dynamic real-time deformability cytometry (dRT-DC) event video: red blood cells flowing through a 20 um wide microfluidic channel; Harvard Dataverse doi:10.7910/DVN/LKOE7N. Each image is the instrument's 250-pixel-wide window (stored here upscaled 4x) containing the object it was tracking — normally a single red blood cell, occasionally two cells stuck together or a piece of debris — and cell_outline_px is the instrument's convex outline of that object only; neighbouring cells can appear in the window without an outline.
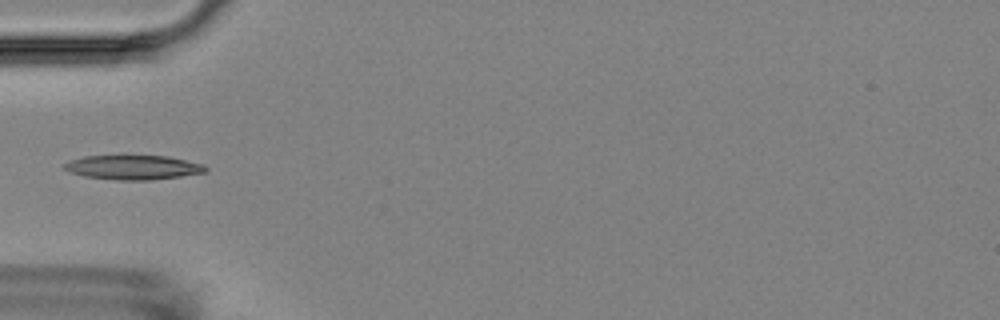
{"species": "Egyptian fruit bat (a non-hibernating species)", "species_latin": "Rousettus aegyptiacus", "temperature_condition": "room temperature", "stored_images_in_passage": 10, "camera_frame_rate_fps": 3000, "um_per_image_px": 0.085, "animal": {"sex": "female"}, "frame": {"image": 1, "passage_image": 2, "time_ms": 1.333, "image_size_px": [1000, 320], "cell_outline_px": [[208, 172], [152, 180], [120, 180], [84, 176], [68, 172], [64, 168], [64, 164], [72, 160], [84, 156], [124, 152], [168, 156], [204, 164], [208, 168]], "centroid_in_image_um": [11.32, 14.17], "position_along_channel_um": 73.7, "area_um2": 21.21}}
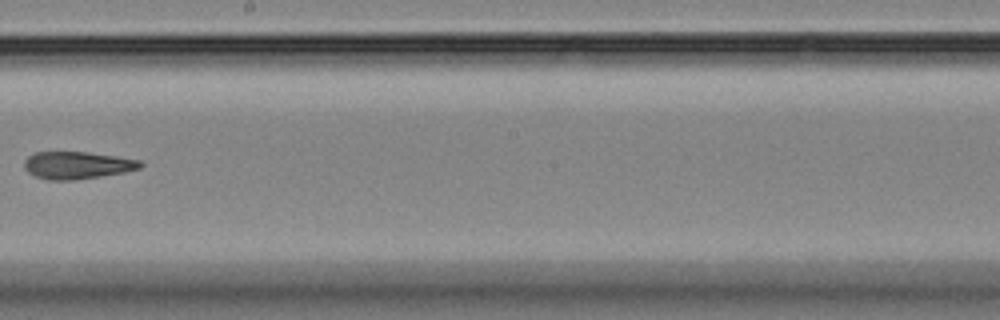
{"frame": {"image": 2, "passage_image": 6, "time_ms": 6.0, "image_size_px": [1000, 320], "cell_outline_px": [[144, 164], [140, 168], [124, 172], [76, 180], [48, 180], [36, 176], [28, 172], [24, 168], [24, 160], [28, 156], [36, 152], [88, 152], [116, 156], [140, 160]], "centroid_in_image_um": [6.56, 14.04], "position_along_channel_um": 241.6, "area_um2": 18.5}}
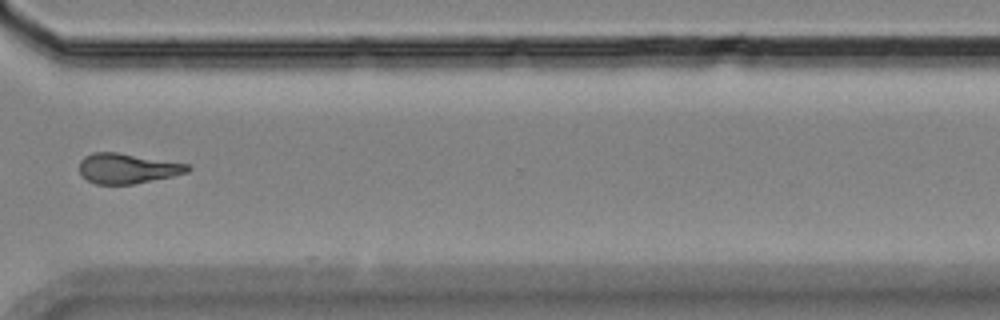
{"frame": {"image": 3, "passage_image": 9, "time_ms": 9.333, "image_size_px": [1000, 320], "cell_outline_px": [[192, 168], [188, 172], [172, 176], [132, 184], [96, 184], [88, 180], [80, 172], [80, 160], [84, 156], [92, 152], [116, 152], [188, 164]], "centroid_in_image_um": [10.82, 14.31], "position_along_channel_um": 359.8, "area_um2": 18.79}}